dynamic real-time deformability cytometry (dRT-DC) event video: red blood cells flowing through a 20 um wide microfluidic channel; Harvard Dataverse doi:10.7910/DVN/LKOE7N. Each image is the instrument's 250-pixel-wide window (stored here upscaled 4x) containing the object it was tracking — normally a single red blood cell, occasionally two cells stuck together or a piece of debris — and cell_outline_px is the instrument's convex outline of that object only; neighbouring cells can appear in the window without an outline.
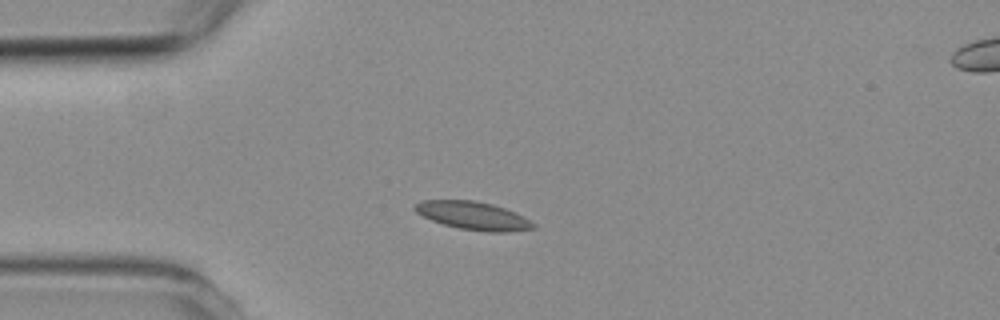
{"species": "common noctule bat (a hibernating species)", "species_latin": "Nyctalus noctula", "temperature_condition": "room temperature", "stored_images_in_passage": 7, "camera_frame_rate_fps": 3000, "um_per_image_px": 0.085, "animal": {"sex": "female", "body_mass_g": 19.3, "forearm_length_mm": 54.1}, "frame": {"image": 1, "passage_image": 2, "time_ms": 1.333, "image_size_px": [1000, 320], "cell_outline_px": [[536, 228], [508, 232], [488, 232], [460, 228], [444, 224], [432, 220], [416, 212], [412, 208], [416, 204], [424, 200], [476, 200], [492, 204], [516, 212], [524, 216], [536, 224]], "centroid_in_image_um": [40.26, 18.33], "position_along_channel_um": 44.7, "area_um2": 19.36}}
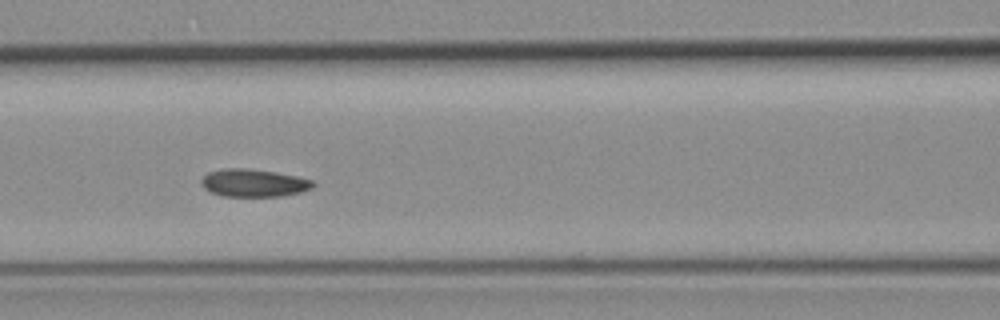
{"frame": {"image": 2, "passage_image": 5, "time_ms": 4.333, "image_size_px": [1000, 320], "cell_outline_px": [[316, 184], [312, 188], [300, 192], [280, 196], [224, 196], [212, 192], [204, 188], [200, 184], [200, 180], [208, 172], [224, 168], [248, 168], [276, 172], [296, 176], [312, 180]], "centroid_in_image_um": [21.55, 15.54], "position_along_channel_um": 145.0, "area_um2": 18.03}}
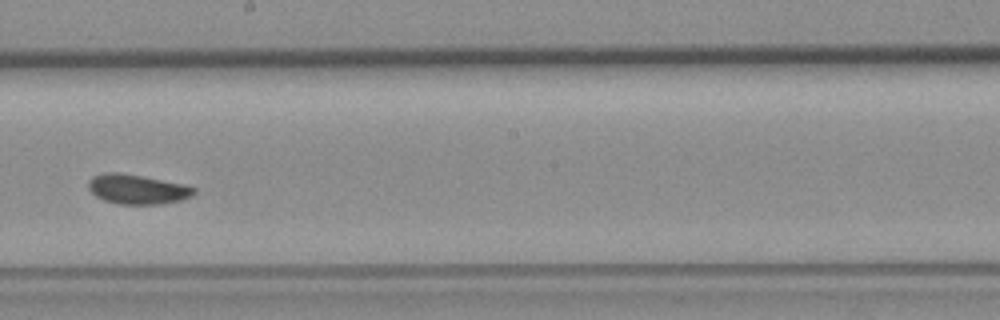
{"frame": {"image": 3, "passage_image": 7, "time_ms": 6.667, "image_size_px": [1000, 320], "cell_outline_px": [[196, 192], [192, 196], [180, 200], [160, 204], [120, 204], [104, 200], [96, 196], [88, 188], [88, 180], [92, 176], [104, 172], [120, 172], [184, 184], [196, 188]], "centroid_in_image_um": [11.66, 16.07], "position_along_channel_um": 236.5, "area_um2": 18.26}}